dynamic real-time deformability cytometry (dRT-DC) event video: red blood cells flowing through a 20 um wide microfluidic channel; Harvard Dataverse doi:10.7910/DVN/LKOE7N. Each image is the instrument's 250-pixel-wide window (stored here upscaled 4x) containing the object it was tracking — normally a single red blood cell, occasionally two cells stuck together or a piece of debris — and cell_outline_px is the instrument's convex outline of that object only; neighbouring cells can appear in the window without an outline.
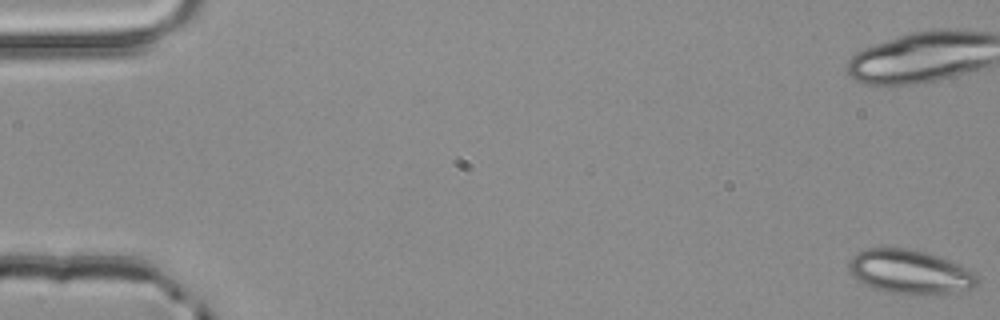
{"species": "common noctule bat (a hibernating species)", "species_latin": "Nyctalus noctula", "temperature_condition": "room temperature", "stored_images_in_passage": 4, "camera_frame_rate_fps": 3000, "um_per_image_px": 0.085, "animal": {"sex": "male", "body_mass_g": 20.4}, "frame": {"image": 1, "passage_image": 1, "time_ms": 0.0, "image_size_px": [1000, 320], "cell_outline_px": [[980, 276], [976, 284], [972, 288], [936, 296], [912, 296], [884, 292], [864, 284], [848, 268], [848, 264], [852, 256], [856, 252], [868, 248], [908, 248], [928, 252], [960, 264], [976, 272]], "centroid_in_image_um": [77.41, 23.13], "position_along_channel_um": 7.6, "area_um2": 33.76}}